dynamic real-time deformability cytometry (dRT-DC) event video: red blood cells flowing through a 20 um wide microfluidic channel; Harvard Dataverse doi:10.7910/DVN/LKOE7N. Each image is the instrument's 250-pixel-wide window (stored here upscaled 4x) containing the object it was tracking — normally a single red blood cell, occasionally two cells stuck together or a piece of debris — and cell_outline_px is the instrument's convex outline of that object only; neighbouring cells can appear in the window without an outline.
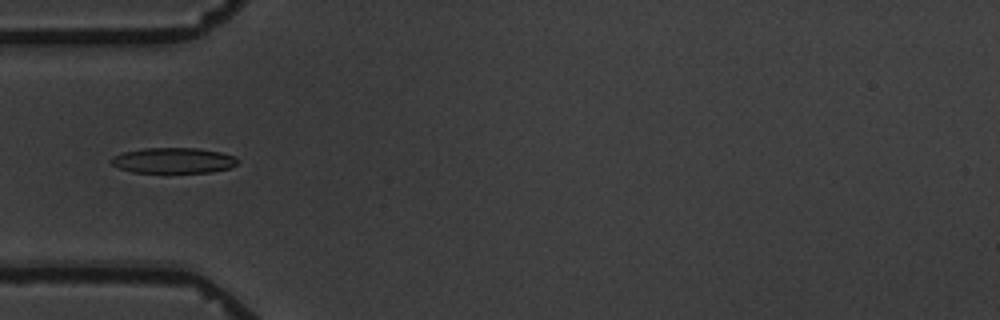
{"species": "common noctule bat (a hibernating species)", "species_latin": "Nyctalus noctula", "temperature_condition": "warm", "stored_images_in_passage": 1, "camera_frame_rate_fps": 3000, "um_per_image_px": 0.085, "animal": {"sex": "male", "body_mass_g": 19.5, "forearm_length_mm": 54.6}, "frame": {"image": 1, "passage_image": 1, "time_ms": 0.0, "image_size_px": [1000, 320], "cell_outline_px": [[240, 160], [236, 164], [228, 168], [212, 172], [132, 172], [120, 168], [112, 164], [108, 160], [112, 156], [124, 152], [144, 148], [196, 148], [220, 152], [236, 156]], "centroid_in_image_um": [14.74, 13.63], "position_along_channel_um": 70.3, "area_um2": 18.79}}